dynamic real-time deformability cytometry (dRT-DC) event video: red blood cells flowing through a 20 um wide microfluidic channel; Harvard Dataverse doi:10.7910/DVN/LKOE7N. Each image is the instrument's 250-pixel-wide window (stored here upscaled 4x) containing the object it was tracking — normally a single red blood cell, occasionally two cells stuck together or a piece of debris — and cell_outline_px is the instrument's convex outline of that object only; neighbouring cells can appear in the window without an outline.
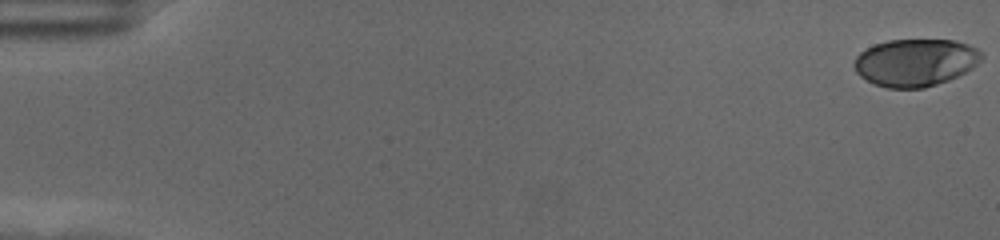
{"species": "human", "species_latin": "Homo sapiens", "temperature_condition": "cold", "stored_images_in_passage": 59, "camera_frame_rate_fps": 3000, "um_per_image_px": 0.085, "donor": {"sex": "female"}, "frame": {"image": 1, "passage_image": 1, "time_ms": 0.0, "image_size_px": [1000, 240], "cell_outline_px": [[980, 56], [964, 72], [948, 80], [924, 88], [888, 88], [876, 84], [860, 76], [856, 72], [852, 64], [856, 56], [860, 52], [876, 44], [888, 40], [952, 40], [968, 44], [976, 48], [980, 52]], "centroid_in_image_um": [77.72, 5.31], "position_along_channel_um": 7.3, "area_um2": 34.51}}
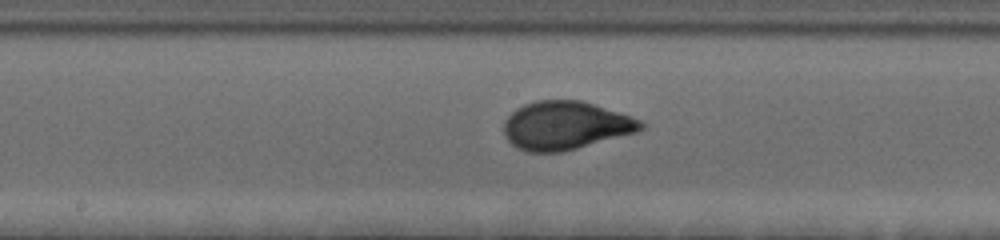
{"frame": {"image": 2, "passage_image": 32, "time_ms": 10.333, "image_size_px": [1000, 240], "cell_outline_px": [[644, 128], [636, 132], [564, 152], [524, 152], [516, 148], [504, 136], [504, 120], [516, 108], [524, 104], [536, 100], [580, 100], [632, 116], [640, 120], [644, 124]], "centroid_in_image_um": [48.04, 10.67], "position_along_channel_um": 200.2, "area_um2": 38.73}}
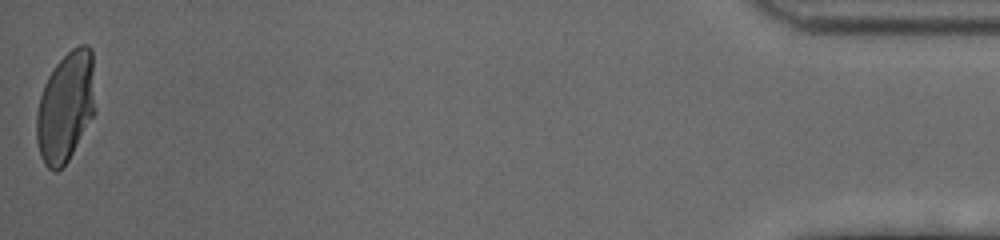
{"frame": {"image": 3, "passage_image": 59, "time_ms": 19.333, "image_size_px": [1000, 240], "cell_outline_px": [[96, 112], [68, 160], [56, 172], [52, 172], [44, 164], [40, 156], [36, 140], [36, 112], [40, 96], [44, 84], [48, 76], [56, 64], [72, 48], [80, 44], [88, 44], [92, 48], [96, 108]], "centroid_in_image_um": [5.59, 9.07], "position_along_channel_um": 429.6, "area_um2": 38.26}, "authors_computed_cell_mechanics": {"area_um2": 36.8764, "velocity_mm_per_s": 3.507, "shape_relaxation_time_tau1_ms": 4.3714, "shape_relaxation_time_tau2_ms": null, "deformation_change_tau1": 0.1987, "deformation_change_tau2": null}}